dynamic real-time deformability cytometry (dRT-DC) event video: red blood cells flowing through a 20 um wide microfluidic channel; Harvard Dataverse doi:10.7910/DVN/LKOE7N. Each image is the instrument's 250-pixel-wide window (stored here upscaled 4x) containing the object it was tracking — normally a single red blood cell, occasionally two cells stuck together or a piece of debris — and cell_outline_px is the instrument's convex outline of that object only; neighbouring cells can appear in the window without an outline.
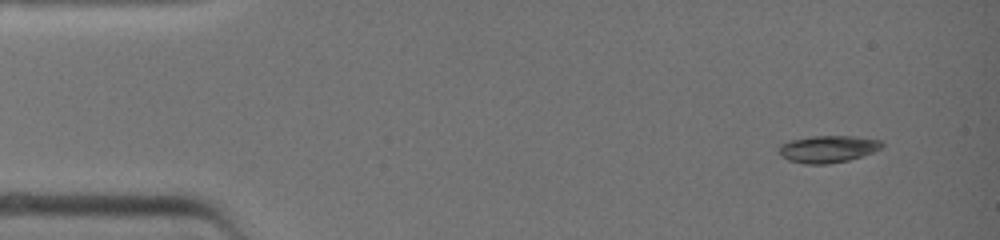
{"species": "common noctule bat (a hibernating species)", "species_latin": "Nyctalus noctula", "temperature_condition": "warm", "stored_images_in_passage": 18, "camera_frame_rate_fps": 3000, "um_per_image_px": 0.085, "animal": {"sex": "female", "body_mass_g": 19.0, "forearm_length_mm": 51.5}, "frame": {"image": 1, "passage_image": 1, "time_ms": 0.0, "image_size_px": [1000, 240], "cell_outline_px": [[884, 144], [880, 148], [872, 152], [848, 160], [828, 164], [804, 164], [788, 160], [780, 156], [780, 144], [792, 140], [812, 136], [852, 136], [880, 140]], "centroid_in_image_um": [70.35, 12.67], "position_along_channel_um": 14.7, "area_um2": 16.07}}
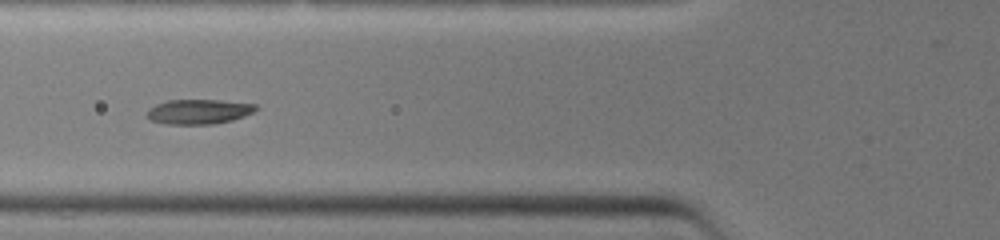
{"frame": {"image": 2, "passage_image": 13, "time_ms": 4.0, "image_size_px": [1000, 240], "cell_outline_px": [[256, 108], [252, 112], [244, 116], [232, 120], [212, 124], [164, 124], [152, 120], [148, 116], [148, 108], [156, 104], [168, 100], [220, 100], [256, 104]], "centroid_in_image_um": [16.88, 9.48], "position_along_channel_um": 108.9, "area_um2": 15.55}}
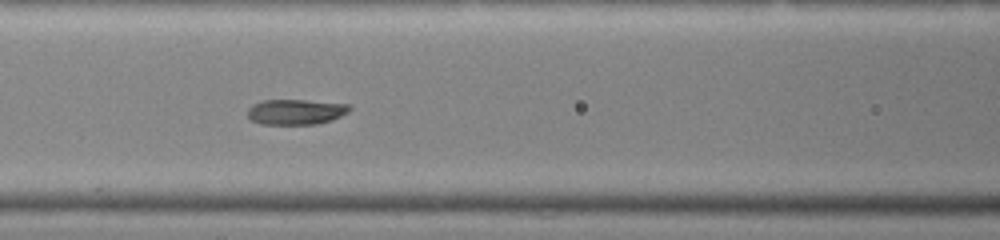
{"frame": {"image": 3, "passage_image": 15, "time_ms": 4.667, "image_size_px": [1000, 240], "cell_outline_px": [[352, 108], [348, 112], [332, 120], [316, 124], [260, 124], [252, 120], [248, 116], [248, 108], [252, 104], [260, 100], [304, 100], [352, 104]], "centroid_in_image_um": [25.15, 9.5], "position_along_channel_um": 141.4, "area_um2": 15.2}}